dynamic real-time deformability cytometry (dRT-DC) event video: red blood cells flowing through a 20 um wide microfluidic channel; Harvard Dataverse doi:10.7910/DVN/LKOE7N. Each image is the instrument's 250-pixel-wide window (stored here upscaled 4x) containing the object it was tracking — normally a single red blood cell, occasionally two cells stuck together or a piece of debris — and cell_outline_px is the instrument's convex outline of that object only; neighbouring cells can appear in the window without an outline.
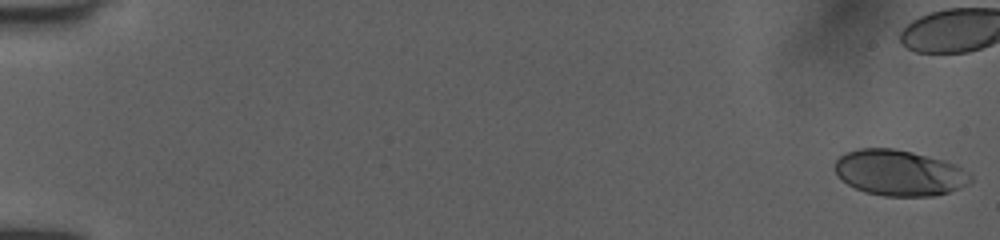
{"species": "human", "species_latin": "Homo sapiens", "temperature_condition": "room temperature", "stored_images_in_passage": 43, "camera_frame_rate_fps": 3000, "um_per_image_px": 0.085, "donor": {"sex": "female"}, "frame": {"image": 1, "passage_image": 1, "time_ms": 0.0, "image_size_px": [1000, 240], "cell_outline_px": [[972, 180], [968, 184], [960, 188], [948, 192], [932, 196], [884, 196], [864, 192], [848, 184], [836, 176], [836, 160], [840, 156], [848, 152], [860, 148], [892, 148], [912, 152], [944, 160], [968, 172], [972, 176]], "centroid_in_image_um": [76.43, 14.7], "position_along_channel_um": 8.6, "area_um2": 36.01}}
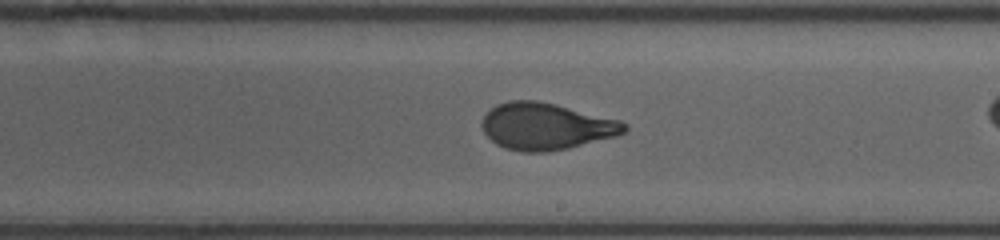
{"frame": {"image": 2, "passage_image": 32, "time_ms": 10.333, "image_size_px": [1000, 240], "cell_outline_px": [[628, 128], [624, 132], [616, 136], [568, 148], [548, 152], [520, 152], [504, 148], [496, 144], [484, 132], [480, 124], [484, 116], [496, 104], [508, 100], [536, 100], [556, 104], [620, 120], [628, 124]], "centroid_in_image_um": [46.4, 10.74], "position_along_channel_um": 242.6, "area_um2": 38.96}}
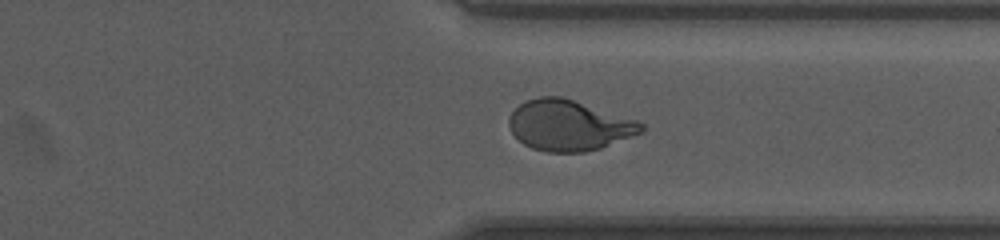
{"frame": {"image": 3, "passage_image": 41, "time_ms": 13.333, "image_size_px": [1000, 240], "cell_outline_px": [[644, 132], [600, 148], [584, 152], [548, 152], [532, 148], [524, 144], [512, 132], [508, 124], [508, 120], [512, 112], [520, 104], [528, 100], [540, 96], [560, 96], [636, 120], [644, 124]], "centroid_in_image_um": [48.36, 10.66], "position_along_channel_um": 363.0, "area_um2": 38.61}}